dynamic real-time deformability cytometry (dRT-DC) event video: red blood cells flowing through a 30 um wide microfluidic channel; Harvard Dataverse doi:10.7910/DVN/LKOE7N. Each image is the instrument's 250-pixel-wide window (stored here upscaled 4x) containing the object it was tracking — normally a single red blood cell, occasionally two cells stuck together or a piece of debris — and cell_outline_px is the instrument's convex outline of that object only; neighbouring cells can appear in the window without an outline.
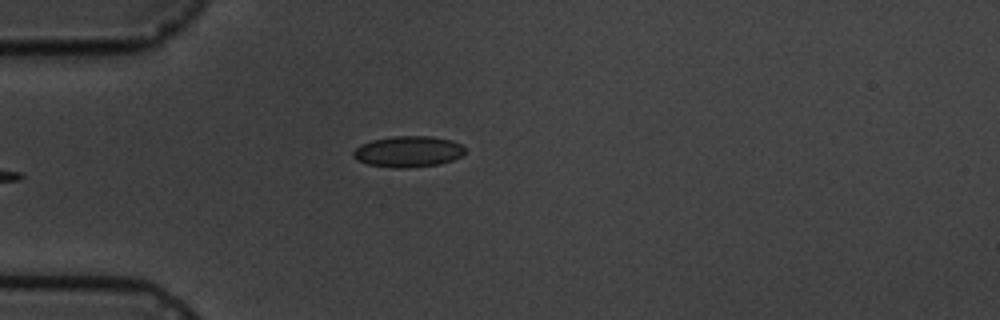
{"species": "common noctule bat (a hibernating species)", "species_latin": "Nyctalus noctula", "temperature_condition": "cold", "stored_images_in_passage": 5, "camera_frame_rate_fps": 3000, "um_per_image_px": 0.085, "animal": {"sex": "male", "body_mass_g": 19.5, "forearm_length_mm": 54.6}, "frame": {"image": 1, "passage_image": 5, "time_ms": 4.333, "image_size_px": [1000, 320], "cell_outline_px": [[464, 152], [460, 156], [452, 160], [436, 164], [408, 168], [396, 168], [368, 164], [356, 160], [352, 156], [352, 152], [360, 144], [372, 140], [392, 136], [432, 136], [452, 140], [460, 144], [464, 148]], "centroid_in_image_um": [34.65, 12.87], "position_along_channel_um": 50.3, "area_um2": 20.17}}